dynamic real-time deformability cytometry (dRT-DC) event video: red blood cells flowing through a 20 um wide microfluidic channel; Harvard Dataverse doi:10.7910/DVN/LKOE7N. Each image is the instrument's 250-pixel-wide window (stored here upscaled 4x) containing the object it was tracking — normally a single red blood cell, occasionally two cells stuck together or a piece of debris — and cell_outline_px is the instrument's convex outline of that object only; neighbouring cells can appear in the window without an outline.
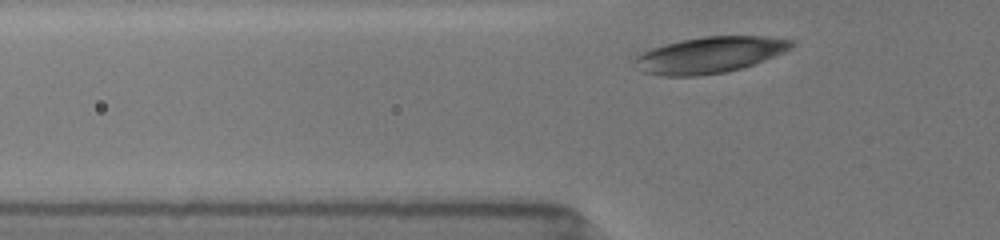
{"species": "common noctule bat (a hibernating species)", "species_latin": "Nyctalus noctula", "temperature_condition": "room temperature", "stored_images_in_passage": 4, "camera_frame_rate_fps": 3000, "um_per_image_px": 0.085, "animal": {"sex": "female", "body_mass_g": 19.5, "forearm_length_mm": 54.1}, "frame": {"image": 1, "passage_image": 4, "time_ms": 2.667, "image_size_px": [1000, 240], "cell_outline_px": [[796, 44], [792, 48], [784, 52], [764, 60], [740, 68], [724, 72], [696, 76], [660, 76], [644, 72], [636, 68], [632, 60], [640, 52], [664, 44], [680, 40], [704, 36], [764, 36], [796, 40]], "centroid_in_image_um": [60.3, 4.66], "position_along_channel_um": 65.5, "area_um2": 33.29}}